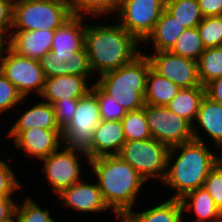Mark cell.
I'll use <instances>...</instances> for the list:
<instances>
[{
	"mask_svg": "<svg viewBox=\"0 0 222 222\" xmlns=\"http://www.w3.org/2000/svg\"><path fill=\"white\" fill-rule=\"evenodd\" d=\"M132 34L116 25L85 26V50L91 71L99 76L131 62L140 52Z\"/></svg>",
	"mask_w": 222,
	"mask_h": 222,
	"instance_id": "1",
	"label": "cell"
},
{
	"mask_svg": "<svg viewBox=\"0 0 222 222\" xmlns=\"http://www.w3.org/2000/svg\"><path fill=\"white\" fill-rule=\"evenodd\" d=\"M98 178V187L107 206L121 219L132 210L137 193L144 184L143 178L117 155H103L89 160Z\"/></svg>",
	"mask_w": 222,
	"mask_h": 222,
	"instance_id": "2",
	"label": "cell"
},
{
	"mask_svg": "<svg viewBox=\"0 0 222 222\" xmlns=\"http://www.w3.org/2000/svg\"><path fill=\"white\" fill-rule=\"evenodd\" d=\"M177 150L181 152L173 162L171 158H174L172 156ZM218 162L219 157L208 150L204 141L193 139L171 147L163 180V184L176 190L171 199H181L188 192L201 188L210 170Z\"/></svg>",
	"mask_w": 222,
	"mask_h": 222,
	"instance_id": "3",
	"label": "cell"
},
{
	"mask_svg": "<svg viewBox=\"0 0 222 222\" xmlns=\"http://www.w3.org/2000/svg\"><path fill=\"white\" fill-rule=\"evenodd\" d=\"M150 68L147 55L140 53L131 62L102 74L95 83L126 112L137 110L145 105L144 94Z\"/></svg>",
	"mask_w": 222,
	"mask_h": 222,
	"instance_id": "4",
	"label": "cell"
},
{
	"mask_svg": "<svg viewBox=\"0 0 222 222\" xmlns=\"http://www.w3.org/2000/svg\"><path fill=\"white\" fill-rule=\"evenodd\" d=\"M72 16L68 0H14L12 31L56 30Z\"/></svg>",
	"mask_w": 222,
	"mask_h": 222,
	"instance_id": "5",
	"label": "cell"
},
{
	"mask_svg": "<svg viewBox=\"0 0 222 222\" xmlns=\"http://www.w3.org/2000/svg\"><path fill=\"white\" fill-rule=\"evenodd\" d=\"M169 147L154 138L126 141L117 154L130 164L144 181L158 178L163 182L167 171Z\"/></svg>",
	"mask_w": 222,
	"mask_h": 222,
	"instance_id": "6",
	"label": "cell"
},
{
	"mask_svg": "<svg viewBox=\"0 0 222 222\" xmlns=\"http://www.w3.org/2000/svg\"><path fill=\"white\" fill-rule=\"evenodd\" d=\"M100 121L98 99L90 90L78 99L73 119L62 131L63 144L86 155L92 148L93 134Z\"/></svg>",
	"mask_w": 222,
	"mask_h": 222,
	"instance_id": "7",
	"label": "cell"
},
{
	"mask_svg": "<svg viewBox=\"0 0 222 222\" xmlns=\"http://www.w3.org/2000/svg\"><path fill=\"white\" fill-rule=\"evenodd\" d=\"M2 52L6 55L3 56ZM0 71L17 88L23 98L31 91L41 95L45 76L38 60L22 57L5 44L0 52Z\"/></svg>",
	"mask_w": 222,
	"mask_h": 222,
	"instance_id": "8",
	"label": "cell"
},
{
	"mask_svg": "<svg viewBox=\"0 0 222 222\" xmlns=\"http://www.w3.org/2000/svg\"><path fill=\"white\" fill-rule=\"evenodd\" d=\"M152 138L169 148L193 140L192 125L166 106L144 105Z\"/></svg>",
	"mask_w": 222,
	"mask_h": 222,
	"instance_id": "9",
	"label": "cell"
},
{
	"mask_svg": "<svg viewBox=\"0 0 222 222\" xmlns=\"http://www.w3.org/2000/svg\"><path fill=\"white\" fill-rule=\"evenodd\" d=\"M166 0H122L119 10L120 22L128 33L140 43L153 31L165 10Z\"/></svg>",
	"mask_w": 222,
	"mask_h": 222,
	"instance_id": "10",
	"label": "cell"
},
{
	"mask_svg": "<svg viewBox=\"0 0 222 222\" xmlns=\"http://www.w3.org/2000/svg\"><path fill=\"white\" fill-rule=\"evenodd\" d=\"M151 69L180 88H193L201 86L198 76L197 61L175 55L170 51L155 52L148 55Z\"/></svg>",
	"mask_w": 222,
	"mask_h": 222,
	"instance_id": "11",
	"label": "cell"
},
{
	"mask_svg": "<svg viewBox=\"0 0 222 222\" xmlns=\"http://www.w3.org/2000/svg\"><path fill=\"white\" fill-rule=\"evenodd\" d=\"M63 151H54L48 157L41 160L44 162L42 170L46 173L52 191L60 194L63 190L69 188L74 183L80 181V162L76 153L82 156L83 152L69 149L66 146Z\"/></svg>",
	"mask_w": 222,
	"mask_h": 222,
	"instance_id": "12",
	"label": "cell"
},
{
	"mask_svg": "<svg viewBox=\"0 0 222 222\" xmlns=\"http://www.w3.org/2000/svg\"><path fill=\"white\" fill-rule=\"evenodd\" d=\"M45 78L61 75H77L88 78L90 65L85 47L77 52H49L39 60Z\"/></svg>",
	"mask_w": 222,
	"mask_h": 222,
	"instance_id": "13",
	"label": "cell"
},
{
	"mask_svg": "<svg viewBox=\"0 0 222 222\" xmlns=\"http://www.w3.org/2000/svg\"><path fill=\"white\" fill-rule=\"evenodd\" d=\"M7 46L16 54L39 60L52 48L55 30L10 31Z\"/></svg>",
	"mask_w": 222,
	"mask_h": 222,
	"instance_id": "14",
	"label": "cell"
},
{
	"mask_svg": "<svg viewBox=\"0 0 222 222\" xmlns=\"http://www.w3.org/2000/svg\"><path fill=\"white\" fill-rule=\"evenodd\" d=\"M14 144L17 148L24 149L27 154L41 160L61 147L60 144H63L62 130L42 128L24 130L14 139Z\"/></svg>",
	"mask_w": 222,
	"mask_h": 222,
	"instance_id": "15",
	"label": "cell"
},
{
	"mask_svg": "<svg viewBox=\"0 0 222 222\" xmlns=\"http://www.w3.org/2000/svg\"><path fill=\"white\" fill-rule=\"evenodd\" d=\"M58 196L64 205L70 206L79 212L94 213L109 208L103 199L98 184H90L82 182V180L63 190Z\"/></svg>",
	"mask_w": 222,
	"mask_h": 222,
	"instance_id": "16",
	"label": "cell"
},
{
	"mask_svg": "<svg viewBox=\"0 0 222 222\" xmlns=\"http://www.w3.org/2000/svg\"><path fill=\"white\" fill-rule=\"evenodd\" d=\"M126 142L121 121L101 120L92 140V148L86 153L88 160L103 155H117Z\"/></svg>",
	"mask_w": 222,
	"mask_h": 222,
	"instance_id": "17",
	"label": "cell"
},
{
	"mask_svg": "<svg viewBox=\"0 0 222 222\" xmlns=\"http://www.w3.org/2000/svg\"><path fill=\"white\" fill-rule=\"evenodd\" d=\"M87 78L77 75H61L45 78L41 97L53 104L64 98H81L92 88L87 85Z\"/></svg>",
	"mask_w": 222,
	"mask_h": 222,
	"instance_id": "18",
	"label": "cell"
},
{
	"mask_svg": "<svg viewBox=\"0 0 222 222\" xmlns=\"http://www.w3.org/2000/svg\"><path fill=\"white\" fill-rule=\"evenodd\" d=\"M22 115L8 131V136L14 139L24 130L42 128L45 130H61L55 119L52 104L42 101L33 105L27 111L21 112Z\"/></svg>",
	"mask_w": 222,
	"mask_h": 222,
	"instance_id": "19",
	"label": "cell"
},
{
	"mask_svg": "<svg viewBox=\"0 0 222 222\" xmlns=\"http://www.w3.org/2000/svg\"><path fill=\"white\" fill-rule=\"evenodd\" d=\"M204 97L205 87L202 85L193 88H181L178 94L166 105L170 111L181 116L192 125L193 138L197 141H202V138L193 121L196 120L200 103Z\"/></svg>",
	"mask_w": 222,
	"mask_h": 222,
	"instance_id": "20",
	"label": "cell"
},
{
	"mask_svg": "<svg viewBox=\"0 0 222 222\" xmlns=\"http://www.w3.org/2000/svg\"><path fill=\"white\" fill-rule=\"evenodd\" d=\"M83 16L73 15L55 30L50 52H77L85 45Z\"/></svg>",
	"mask_w": 222,
	"mask_h": 222,
	"instance_id": "21",
	"label": "cell"
},
{
	"mask_svg": "<svg viewBox=\"0 0 222 222\" xmlns=\"http://www.w3.org/2000/svg\"><path fill=\"white\" fill-rule=\"evenodd\" d=\"M186 30L183 24L164 10L159 20L154 26L153 31L143 42L152 41L155 52L170 51L176 43L178 37Z\"/></svg>",
	"mask_w": 222,
	"mask_h": 222,
	"instance_id": "22",
	"label": "cell"
},
{
	"mask_svg": "<svg viewBox=\"0 0 222 222\" xmlns=\"http://www.w3.org/2000/svg\"><path fill=\"white\" fill-rule=\"evenodd\" d=\"M182 210H194L196 222H220L222 211L203 187L190 191L180 199Z\"/></svg>",
	"mask_w": 222,
	"mask_h": 222,
	"instance_id": "23",
	"label": "cell"
},
{
	"mask_svg": "<svg viewBox=\"0 0 222 222\" xmlns=\"http://www.w3.org/2000/svg\"><path fill=\"white\" fill-rule=\"evenodd\" d=\"M184 212L180 199H168L164 203L143 212H127L121 222H182Z\"/></svg>",
	"mask_w": 222,
	"mask_h": 222,
	"instance_id": "24",
	"label": "cell"
},
{
	"mask_svg": "<svg viewBox=\"0 0 222 222\" xmlns=\"http://www.w3.org/2000/svg\"><path fill=\"white\" fill-rule=\"evenodd\" d=\"M180 89L178 85L161 77L150 68L147 75L144 102L151 106H166Z\"/></svg>",
	"mask_w": 222,
	"mask_h": 222,
	"instance_id": "25",
	"label": "cell"
},
{
	"mask_svg": "<svg viewBox=\"0 0 222 222\" xmlns=\"http://www.w3.org/2000/svg\"><path fill=\"white\" fill-rule=\"evenodd\" d=\"M196 122L222 148V104L204 97L200 103Z\"/></svg>",
	"mask_w": 222,
	"mask_h": 222,
	"instance_id": "26",
	"label": "cell"
},
{
	"mask_svg": "<svg viewBox=\"0 0 222 222\" xmlns=\"http://www.w3.org/2000/svg\"><path fill=\"white\" fill-rule=\"evenodd\" d=\"M165 10L186 28H194L202 21L198 0H166Z\"/></svg>",
	"mask_w": 222,
	"mask_h": 222,
	"instance_id": "27",
	"label": "cell"
},
{
	"mask_svg": "<svg viewBox=\"0 0 222 222\" xmlns=\"http://www.w3.org/2000/svg\"><path fill=\"white\" fill-rule=\"evenodd\" d=\"M197 63L198 76L202 86L222 77V46L205 48Z\"/></svg>",
	"mask_w": 222,
	"mask_h": 222,
	"instance_id": "28",
	"label": "cell"
},
{
	"mask_svg": "<svg viewBox=\"0 0 222 222\" xmlns=\"http://www.w3.org/2000/svg\"><path fill=\"white\" fill-rule=\"evenodd\" d=\"M205 50L204 44L199 36L197 27L186 28L178 37L171 53L198 61Z\"/></svg>",
	"mask_w": 222,
	"mask_h": 222,
	"instance_id": "29",
	"label": "cell"
},
{
	"mask_svg": "<svg viewBox=\"0 0 222 222\" xmlns=\"http://www.w3.org/2000/svg\"><path fill=\"white\" fill-rule=\"evenodd\" d=\"M121 122L126 141L152 138L144 113V106L140 109L126 112Z\"/></svg>",
	"mask_w": 222,
	"mask_h": 222,
	"instance_id": "30",
	"label": "cell"
},
{
	"mask_svg": "<svg viewBox=\"0 0 222 222\" xmlns=\"http://www.w3.org/2000/svg\"><path fill=\"white\" fill-rule=\"evenodd\" d=\"M121 1L122 0H69V4L73 15L84 16L83 14L88 13L93 14L95 17L118 11Z\"/></svg>",
	"mask_w": 222,
	"mask_h": 222,
	"instance_id": "31",
	"label": "cell"
},
{
	"mask_svg": "<svg viewBox=\"0 0 222 222\" xmlns=\"http://www.w3.org/2000/svg\"><path fill=\"white\" fill-rule=\"evenodd\" d=\"M197 29L205 48L222 46V16L204 17Z\"/></svg>",
	"mask_w": 222,
	"mask_h": 222,
	"instance_id": "32",
	"label": "cell"
},
{
	"mask_svg": "<svg viewBox=\"0 0 222 222\" xmlns=\"http://www.w3.org/2000/svg\"><path fill=\"white\" fill-rule=\"evenodd\" d=\"M91 91L97 96L101 120L121 121L126 115L124 108L96 83H93Z\"/></svg>",
	"mask_w": 222,
	"mask_h": 222,
	"instance_id": "33",
	"label": "cell"
},
{
	"mask_svg": "<svg viewBox=\"0 0 222 222\" xmlns=\"http://www.w3.org/2000/svg\"><path fill=\"white\" fill-rule=\"evenodd\" d=\"M17 204L18 201L14 210L15 222H55L50 217V212L47 209L42 210L30 197H27L21 206Z\"/></svg>",
	"mask_w": 222,
	"mask_h": 222,
	"instance_id": "34",
	"label": "cell"
},
{
	"mask_svg": "<svg viewBox=\"0 0 222 222\" xmlns=\"http://www.w3.org/2000/svg\"><path fill=\"white\" fill-rule=\"evenodd\" d=\"M17 88L0 71V114L23 101Z\"/></svg>",
	"mask_w": 222,
	"mask_h": 222,
	"instance_id": "35",
	"label": "cell"
},
{
	"mask_svg": "<svg viewBox=\"0 0 222 222\" xmlns=\"http://www.w3.org/2000/svg\"><path fill=\"white\" fill-rule=\"evenodd\" d=\"M222 211V164L218 162L207 175L203 186Z\"/></svg>",
	"mask_w": 222,
	"mask_h": 222,
	"instance_id": "36",
	"label": "cell"
},
{
	"mask_svg": "<svg viewBox=\"0 0 222 222\" xmlns=\"http://www.w3.org/2000/svg\"><path fill=\"white\" fill-rule=\"evenodd\" d=\"M79 98H64L53 103L56 122L63 131L73 119Z\"/></svg>",
	"mask_w": 222,
	"mask_h": 222,
	"instance_id": "37",
	"label": "cell"
},
{
	"mask_svg": "<svg viewBox=\"0 0 222 222\" xmlns=\"http://www.w3.org/2000/svg\"><path fill=\"white\" fill-rule=\"evenodd\" d=\"M13 172L8 164L0 160V196H12L13 192L20 189L21 183Z\"/></svg>",
	"mask_w": 222,
	"mask_h": 222,
	"instance_id": "38",
	"label": "cell"
},
{
	"mask_svg": "<svg viewBox=\"0 0 222 222\" xmlns=\"http://www.w3.org/2000/svg\"><path fill=\"white\" fill-rule=\"evenodd\" d=\"M14 0H0V36L7 42L12 30ZM8 33V34H7Z\"/></svg>",
	"mask_w": 222,
	"mask_h": 222,
	"instance_id": "39",
	"label": "cell"
},
{
	"mask_svg": "<svg viewBox=\"0 0 222 222\" xmlns=\"http://www.w3.org/2000/svg\"><path fill=\"white\" fill-rule=\"evenodd\" d=\"M198 4L203 18L222 16V0H198Z\"/></svg>",
	"mask_w": 222,
	"mask_h": 222,
	"instance_id": "40",
	"label": "cell"
},
{
	"mask_svg": "<svg viewBox=\"0 0 222 222\" xmlns=\"http://www.w3.org/2000/svg\"><path fill=\"white\" fill-rule=\"evenodd\" d=\"M15 202L11 196H0V222L15 221Z\"/></svg>",
	"mask_w": 222,
	"mask_h": 222,
	"instance_id": "41",
	"label": "cell"
},
{
	"mask_svg": "<svg viewBox=\"0 0 222 222\" xmlns=\"http://www.w3.org/2000/svg\"><path fill=\"white\" fill-rule=\"evenodd\" d=\"M204 87L206 97L214 102L222 104V77L210 81Z\"/></svg>",
	"mask_w": 222,
	"mask_h": 222,
	"instance_id": "42",
	"label": "cell"
},
{
	"mask_svg": "<svg viewBox=\"0 0 222 222\" xmlns=\"http://www.w3.org/2000/svg\"><path fill=\"white\" fill-rule=\"evenodd\" d=\"M5 40L0 36V52H1V50H2V48H3V46L5 45Z\"/></svg>",
	"mask_w": 222,
	"mask_h": 222,
	"instance_id": "43",
	"label": "cell"
},
{
	"mask_svg": "<svg viewBox=\"0 0 222 222\" xmlns=\"http://www.w3.org/2000/svg\"><path fill=\"white\" fill-rule=\"evenodd\" d=\"M219 162L222 164V156H221V158L219 157Z\"/></svg>",
	"mask_w": 222,
	"mask_h": 222,
	"instance_id": "44",
	"label": "cell"
}]
</instances>
